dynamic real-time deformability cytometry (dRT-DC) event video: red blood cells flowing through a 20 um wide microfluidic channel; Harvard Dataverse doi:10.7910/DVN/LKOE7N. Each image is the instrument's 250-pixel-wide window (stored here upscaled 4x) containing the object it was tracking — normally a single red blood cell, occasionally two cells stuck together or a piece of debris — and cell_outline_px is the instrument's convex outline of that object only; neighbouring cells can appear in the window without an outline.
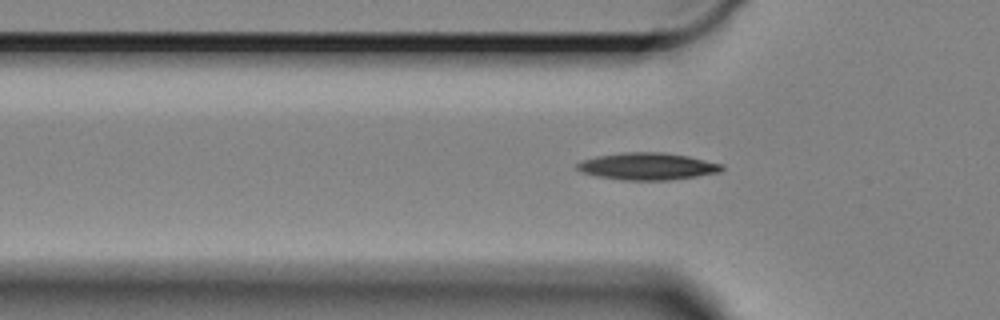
{"species": "Egyptian fruit bat (a non-hibernating species)", "species_latin": "Rousettus aegyptiacus", "temperature_condition": "cold", "stored_images_in_passage": 44, "camera_frame_rate_fps": 3000, "um_per_image_px": 0.085, "animal": {"sex": "female"}, "frame": {"image": 1, "passage_image": 3, "time_ms": 0.667, "image_size_px": [1000, 320], "cell_outline_px": [[724, 168], [720, 172], [696, 176], [668, 180], [624, 180], [596, 176], [584, 172], [576, 168], [576, 164], [584, 160], [600, 156], [624, 152], [664, 152], [688, 156], [724, 164]], "centroid_in_image_um": [55.08, 14.13], "position_along_channel_um": 70.7, "area_um2": 22.66}}
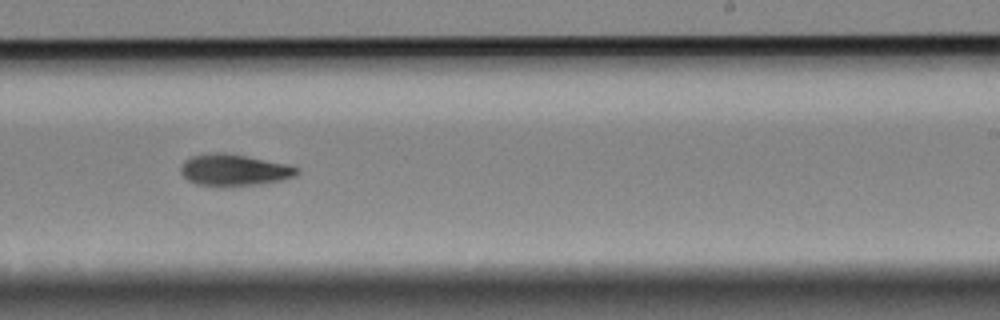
{"frame": {"image": 2, "passage_image": 21, "time_ms": 6.667, "image_size_px": [1000, 320], "cell_outline_px": [[300, 172], [296, 176], [264, 184], [224, 188], [212, 188], [196, 184], [188, 180], [180, 172], [180, 168], [184, 160], [192, 156], [216, 152], [224, 152], [284, 164], [300, 168]], "centroid_in_image_um": [19.86, 14.5], "position_along_channel_um": 269.1, "area_um2": 21.85}}
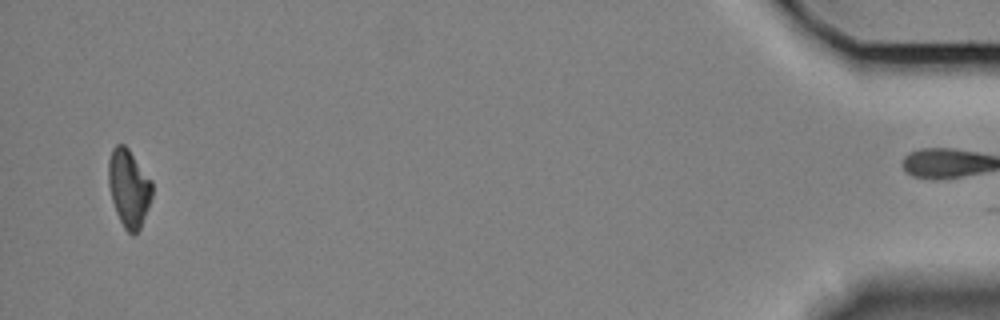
{"frame": {"image": 3, "passage_image": 43, "time_ms": 14.0, "image_size_px": [1000, 320], "cell_outline_px": [[152, 196], [140, 228], [132, 236], [124, 228], [116, 212], [112, 200], [108, 184], [108, 160], [112, 148], [116, 144], [124, 144], [128, 148], [152, 180]], "centroid_in_image_um": [10.94, 15.96], "position_along_channel_um": 424.3, "area_um2": 19.77}, "authors_computed_cell_mechanics": {"area_um2": 20.9814, "velocity_mm_per_s": 3.2847, "shape_relaxation_time_tau1_ms": 6.6467, "shape_relaxation_time_tau2_ms": null, "deformation_change_tau1": 0.1419, "deformation_change_tau2": null}}